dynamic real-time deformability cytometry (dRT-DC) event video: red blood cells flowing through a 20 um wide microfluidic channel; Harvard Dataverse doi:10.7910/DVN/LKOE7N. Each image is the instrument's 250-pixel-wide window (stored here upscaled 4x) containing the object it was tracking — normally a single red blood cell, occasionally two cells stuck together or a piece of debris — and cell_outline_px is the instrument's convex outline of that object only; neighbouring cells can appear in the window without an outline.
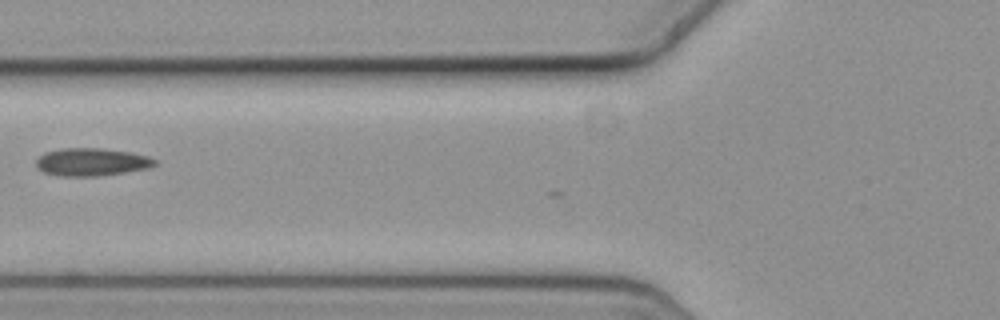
{"species": "common noctule bat (a hibernating species)", "species_latin": "Nyctalus noctula", "temperature_condition": "cold", "stored_images_in_passage": 6, "camera_frame_rate_fps": 3000, "um_per_image_px": 0.085, "animal": {"sex": "female", "body_mass_g": 19.3, "forearm_length_mm": 54.1}, "frame": {"image": 1, "passage_image": 5, "time_ms": 1.333, "image_size_px": [1000, 320], "cell_outline_px": [[156, 164], [148, 168], [100, 176], [64, 176], [44, 172], [36, 168], [36, 160], [44, 152], [64, 148], [100, 148], [132, 152], [148, 156], [156, 160]], "centroid_in_image_um": [7.78, 13.76], "position_along_channel_um": 118.0, "area_um2": 19.19}}